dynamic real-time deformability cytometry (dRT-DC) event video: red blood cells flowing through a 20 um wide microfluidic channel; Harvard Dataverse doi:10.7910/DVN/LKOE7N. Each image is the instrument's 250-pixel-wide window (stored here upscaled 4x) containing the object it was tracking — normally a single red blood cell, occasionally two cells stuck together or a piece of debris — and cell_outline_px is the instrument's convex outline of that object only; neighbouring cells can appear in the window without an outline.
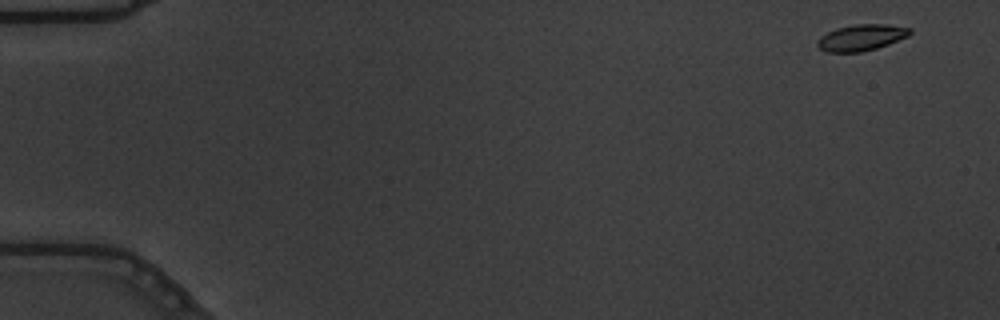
{"species": "common noctule bat (a hibernating species)", "species_latin": "Nyctalus noctula", "temperature_condition": "warm", "stored_images_in_passage": 55, "camera_frame_rate_fps": 3000, "um_per_image_px": 0.085, "animal": {"sex": "male", "body_mass_g": 19.5, "forearm_length_mm": 54.6}, "frame": {"image": 1, "passage_image": 1, "time_ms": 0.0, "image_size_px": [1000, 320], "cell_outline_px": [[912, 32], [908, 36], [888, 44], [876, 48], [860, 52], [824, 52], [816, 44], [816, 40], [820, 36], [836, 28], [852, 24], [884, 24], [912, 28]], "centroid_in_image_um": [73.18, 3.19], "position_along_channel_um": 11.8, "area_um2": 14.22}}
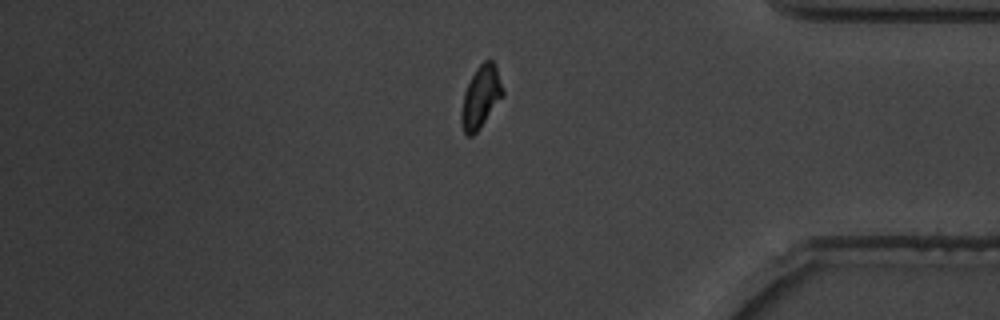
{"frame": {"image": 2, "passage_image": 46, "time_ms": 15.0, "image_size_px": [1000, 320], "cell_outline_px": [[504, 96], [480, 128], [472, 136], [468, 136], [464, 132], [460, 120], [460, 112], [464, 92], [476, 68], [484, 60], [492, 60], [496, 64], [504, 88]], "centroid_in_image_um": [40.89, 8.23], "position_along_channel_um": 394.3, "area_um2": 15.26}}
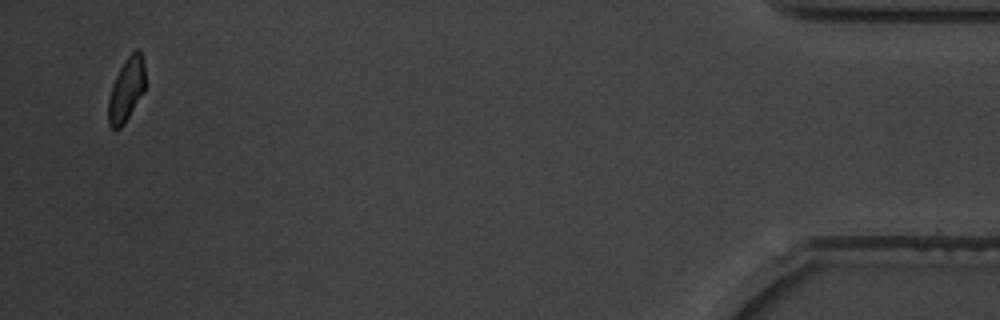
{"frame": {"image": 3, "passage_image": 53, "time_ms": 17.333, "image_size_px": [1000, 320], "cell_outline_px": [[144, 92], [124, 124], [120, 128], [112, 128], [108, 124], [108, 100], [112, 84], [120, 68], [128, 56], [136, 48], [140, 52], [144, 64]], "centroid_in_image_um": [10.73, 7.64], "position_along_channel_um": 424.5, "area_um2": 13.53}, "authors_computed_cell_mechanics": {"area_um2": 14.9702, "velocity_mm_per_s": 3.6524, "shape_relaxation_time_tau1_ms": 4.4258, "shape_relaxation_time_tau2_ms": 1.3148, "deformation_change_tau1": 0.1776, "deformation_change_tau2": 0.0744}}